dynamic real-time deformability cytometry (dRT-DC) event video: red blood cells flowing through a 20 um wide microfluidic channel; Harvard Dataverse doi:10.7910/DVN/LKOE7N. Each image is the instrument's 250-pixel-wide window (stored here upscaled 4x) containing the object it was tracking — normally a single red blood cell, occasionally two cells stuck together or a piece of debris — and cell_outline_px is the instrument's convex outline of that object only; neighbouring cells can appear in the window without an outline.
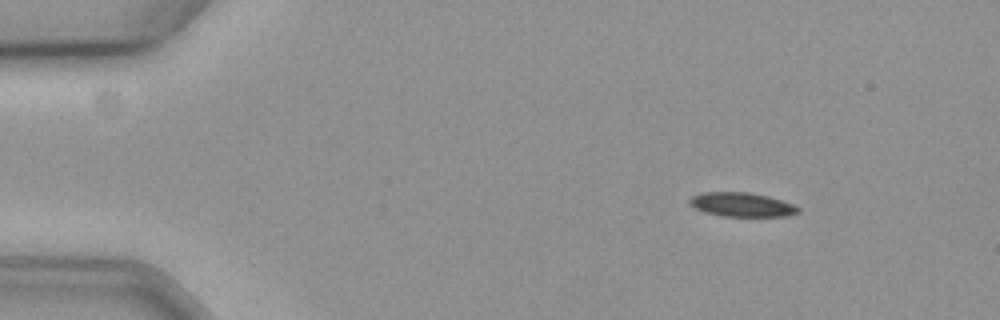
{"species": "common noctule bat (a hibernating species)", "species_latin": "Nyctalus noctula", "temperature_condition": "cold", "stored_images_in_passage": 51, "camera_frame_rate_fps": 3000, "um_per_image_px": 0.085, "animal": {"sex": "female", "body_mass_g": 19.3, "forearm_length_mm": 54.1}, "frame": {"image": 1, "passage_image": 1, "time_ms": 0.0, "image_size_px": [1000, 320], "cell_outline_px": [[800, 212], [784, 216], [724, 216], [704, 212], [688, 204], [688, 200], [692, 196], [700, 192], [752, 192], [768, 196], [792, 204], [800, 208]], "centroid_in_image_um": [63.01, 17.38], "position_along_channel_um": 22.0, "area_um2": 15.26}}
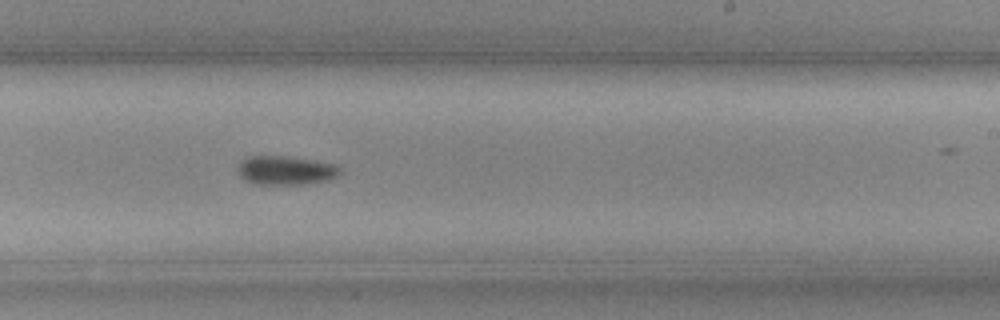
{"frame": {"image": 2, "passage_image": 29, "time_ms": 9.333, "image_size_px": [1000, 320], "cell_outline_px": [[340, 172], [336, 176], [328, 180], [304, 184], [256, 184], [244, 180], [240, 176], [236, 168], [244, 160], [252, 156], [284, 156], [332, 164], [340, 168]], "centroid_in_image_um": [24.24, 14.5], "position_along_channel_um": 264.8, "area_um2": 16.82}}
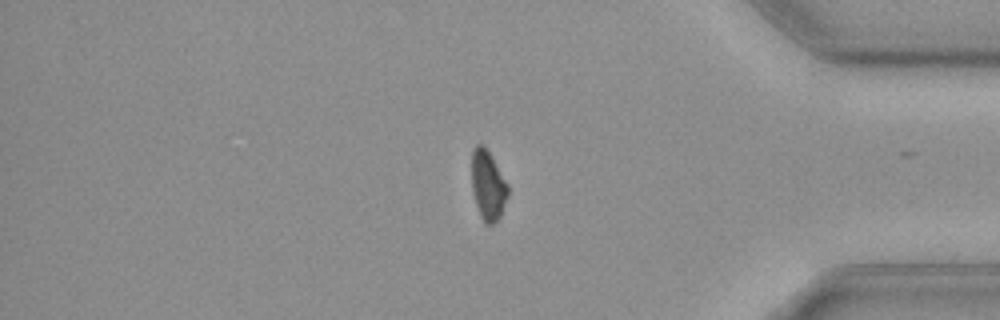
{"frame": {"image": 3, "passage_image": 42, "time_ms": 13.667, "image_size_px": [1000, 320], "cell_outline_px": [[508, 196], [500, 216], [492, 224], [484, 224], [480, 216], [472, 192], [472, 148], [476, 144], [484, 144], [508, 184]], "centroid_in_image_um": [41.46, 15.74], "position_along_channel_um": 393.7, "area_um2": 14.74}, "authors_computed_cell_mechanics": {"area_um2": 16.3574, "velocity_mm_per_s": 3.5751, "shape_relaxation_time_tau1_ms": 4.2181, "shape_relaxation_time_tau2_ms": null, "deformation_change_tau1": 0.109, "deformation_change_tau2": null}}